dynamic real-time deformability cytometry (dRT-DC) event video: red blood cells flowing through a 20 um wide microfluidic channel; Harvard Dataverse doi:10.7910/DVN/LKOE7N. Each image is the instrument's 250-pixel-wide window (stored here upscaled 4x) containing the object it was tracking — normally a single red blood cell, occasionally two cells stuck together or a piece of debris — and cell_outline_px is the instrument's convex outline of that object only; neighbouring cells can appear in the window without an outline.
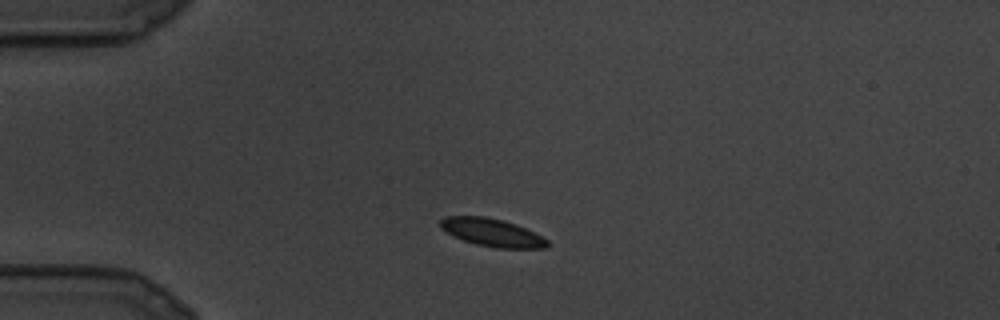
{"species": "common noctule bat (a hibernating species)", "species_latin": "Nyctalus noctula", "temperature_condition": "cold", "stored_images_in_passage": 22, "camera_frame_rate_fps": 3000, "um_per_image_px": 0.085, "animal": {"sex": "male", "body_mass_g": 19.5, "forearm_length_mm": 54.6}, "frame": {"image": 1, "passage_image": 2, "time_ms": 0.333, "image_size_px": [1000, 320], "cell_outline_px": [[548, 248], [496, 248], [476, 244], [452, 236], [440, 228], [440, 220], [444, 216], [484, 216], [504, 220], [516, 224], [548, 240]], "centroid_in_image_um": [41.78, 19.76], "position_along_channel_um": 43.2, "area_um2": 17.34}}
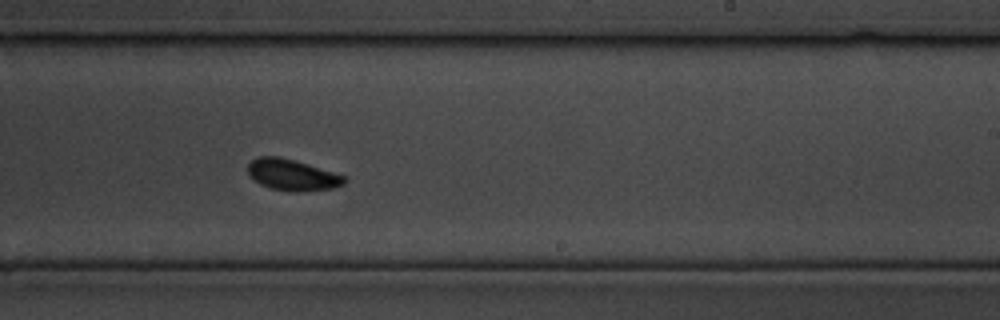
{"frame": {"image": 2, "passage_image": 12, "time_ms": 3.667, "image_size_px": [1000, 320], "cell_outline_px": [[348, 180], [344, 184], [332, 188], [272, 188], [260, 184], [248, 172], [248, 164], [252, 160], [260, 156], [280, 156], [296, 160], [344, 176]], "centroid_in_image_um": [24.81, 14.79], "position_along_channel_um": 264.2, "area_um2": 16.42}}
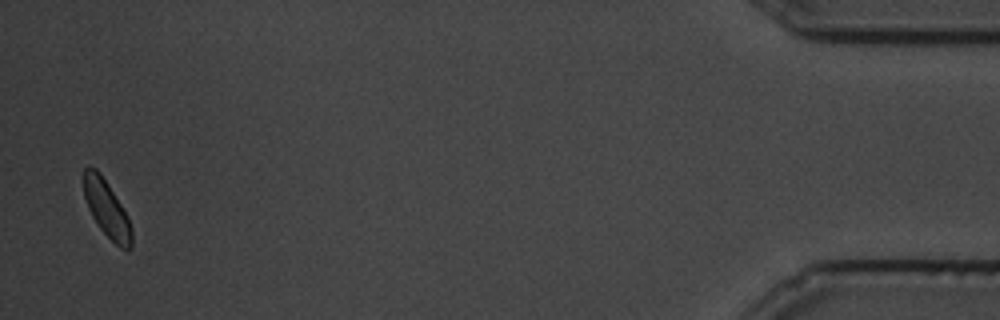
{"frame": {"image": 3, "passage_image": 22, "time_ms": 7.0, "image_size_px": [1000, 320], "cell_outline_px": [[132, 248], [120, 248], [100, 228], [92, 216], [88, 208], [84, 196], [84, 168], [88, 164], [96, 168], [100, 172], [128, 216], [132, 228]], "centroid_in_image_um": [9.07, 17.72], "position_along_channel_um": 426.1, "area_um2": 15.72}}